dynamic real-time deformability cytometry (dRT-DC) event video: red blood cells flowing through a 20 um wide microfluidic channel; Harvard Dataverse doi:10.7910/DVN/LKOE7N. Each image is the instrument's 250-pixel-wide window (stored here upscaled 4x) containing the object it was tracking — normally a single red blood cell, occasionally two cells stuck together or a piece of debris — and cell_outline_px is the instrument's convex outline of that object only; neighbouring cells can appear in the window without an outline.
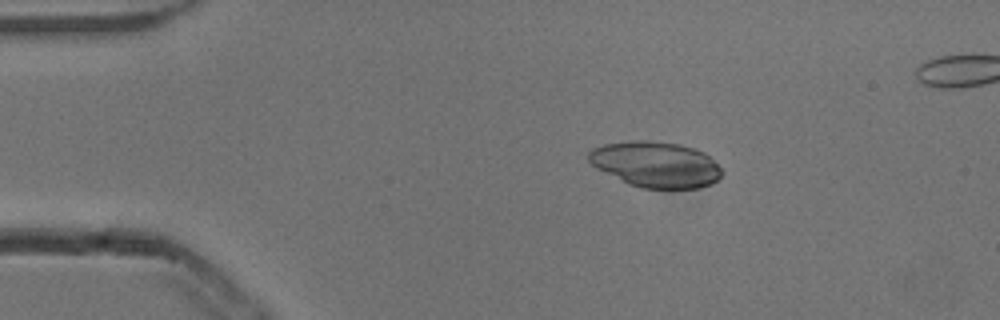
{"species": "common noctule bat (a hibernating species)", "species_latin": "Nyctalus noctula", "temperature_condition": "cold", "stored_images_in_passage": 46, "camera_frame_rate_fps": 3000, "um_per_image_px": 0.085, "animal": {"sex": "male", "body_mass_g": 13.3}, "frame": {"image": 1, "passage_image": 4, "time_ms": 1.0, "image_size_px": [1000, 320], "cell_outline_px": [[724, 172], [716, 180], [708, 184], [696, 188], [640, 188], [628, 184], [596, 168], [588, 160], [588, 152], [592, 148], [604, 144], [636, 140], [648, 140], [680, 144], [704, 152]], "centroid_in_image_um": [55.7, 13.97], "position_along_channel_um": 29.3, "area_um2": 35.32}}